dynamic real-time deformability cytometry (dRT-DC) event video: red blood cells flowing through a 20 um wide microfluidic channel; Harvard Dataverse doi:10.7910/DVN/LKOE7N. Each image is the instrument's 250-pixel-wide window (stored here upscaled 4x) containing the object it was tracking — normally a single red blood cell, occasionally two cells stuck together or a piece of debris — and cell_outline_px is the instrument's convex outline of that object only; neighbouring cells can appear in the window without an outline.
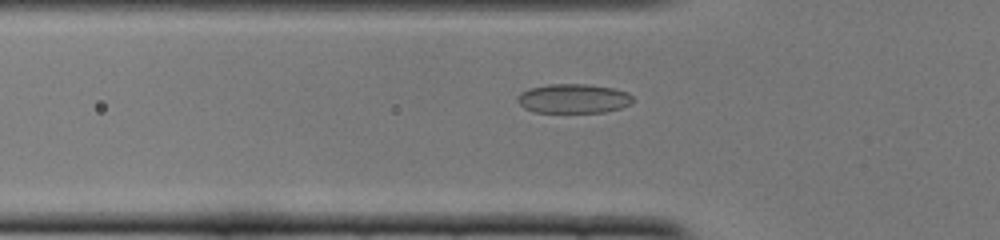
{"species": "common noctule bat (a hibernating species)", "species_latin": "Nyctalus noctula", "temperature_condition": "cold", "stored_images_in_passage": 50, "camera_frame_rate_fps": 3000, "um_per_image_px": 0.085, "animal": {"sex": "female", "body_mass_g": 22.0, "forearm_length_mm": 56.7}, "frame": {"image": 1, "passage_image": 16, "time_ms": 5.0, "image_size_px": [1000, 240], "cell_outline_px": [[636, 100], [632, 104], [620, 108], [604, 112], [536, 112], [524, 108], [516, 100], [516, 96], [520, 92], [528, 88], [548, 84], [588, 84], [612, 88], [628, 92]], "centroid_in_image_um": [48.74, 8.37], "position_along_channel_um": 77.1, "area_um2": 19.94}}
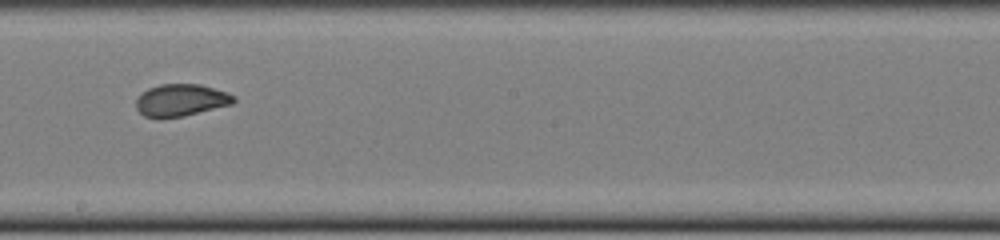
{"frame": {"image": 2, "passage_image": 28, "time_ms": 9.0, "image_size_px": [1000, 240], "cell_outline_px": [[236, 100], [232, 104], [184, 116], [144, 116], [136, 108], [136, 96], [140, 92], [148, 88], [160, 84], [200, 84], [228, 92], [236, 96]], "centroid_in_image_um": [15.39, 8.48], "position_along_channel_um": 232.8, "area_um2": 18.21}}
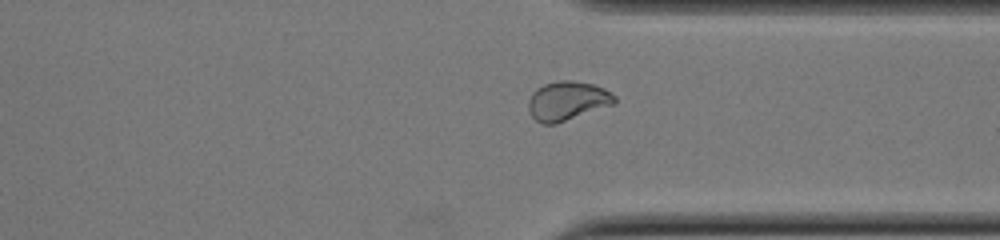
{"frame": {"image": 3, "passage_image": 38, "time_ms": 12.333, "image_size_px": [1000, 240], "cell_outline_px": [[616, 104], [556, 124], [544, 124], [536, 120], [532, 116], [528, 108], [528, 100], [532, 92], [536, 88], [544, 84], [556, 80], [572, 80], [592, 84], [604, 88], [616, 96]], "centroid_in_image_um": [48.23, 8.57], "position_along_channel_um": 363.2, "area_um2": 19.88}, "authors_computed_cell_mechanics": {"area_um2": 19.5942, "velocity_mm_per_s": 3.8895, "shape_relaxation_time_tau1_ms": 5.8767, "shape_relaxation_time_tau2_ms": 0.9217, "deformation_change_tau1": 0.1549, "deformation_change_tau2": 0.0463}}